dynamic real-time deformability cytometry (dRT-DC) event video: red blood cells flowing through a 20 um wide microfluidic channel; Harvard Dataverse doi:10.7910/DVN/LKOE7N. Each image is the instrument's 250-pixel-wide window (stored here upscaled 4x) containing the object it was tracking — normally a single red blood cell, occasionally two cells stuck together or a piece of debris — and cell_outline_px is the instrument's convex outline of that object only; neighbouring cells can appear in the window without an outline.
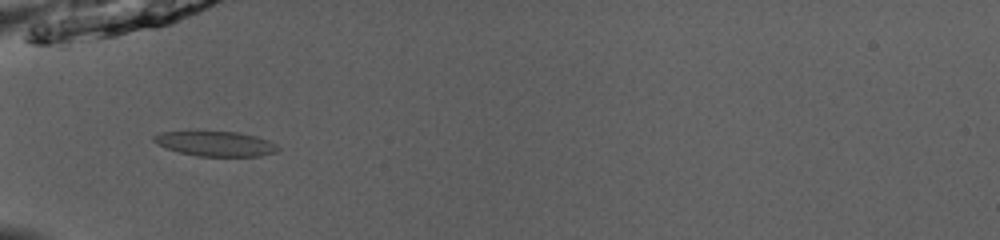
{"species": "common noctule bat (a hibernating species)", "species_latin": "Nyctalus noctula", "temperature_condition": "room temperature", "stored_images_in_passage": 25, "camera_frame_rate_fps": 3000, "um_per_image_px": 0.085, "animal": {"sex": "male", "body_mass_g": 13.0, "forearm_length_mm": 53.1}, "frame": {"image": 1, "passage_image": 2, "time_ms": 0.333, "image_size_px": [1000, 240], "cell_outline_px": [[280, 148], [276, 152], [260, 156], [200, 156], [180, 152], [168, 148], [152, 140], [152, 136], [160, 132], [240, 132], [256, 136], [268, 140], [276, 144]], "centroid_in_image_um": [18.38, 12.21], "position_along_channel_um": 66.6, "area_um2": 17.74}}
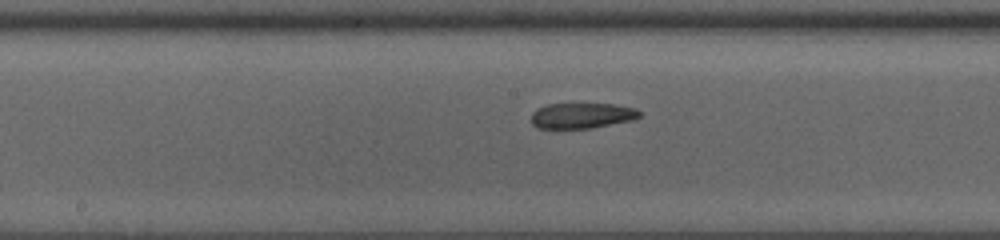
{"frame": {"image": 2, "passage_image": 12, "time_ms": 3.667, "image_size_px": [1000, 240], "cell_outline_px": [[640, 116], [632, 120], [592, 128], [536, 128], [532, 124], [532, 112], [536, 108], [548, 104], [612, 104], [636, 108], [640, 112]], "centroid_in_image_um": [49.44, 9.82], "position_along_channel_um": 198.8, "area_um2": 16.07}}
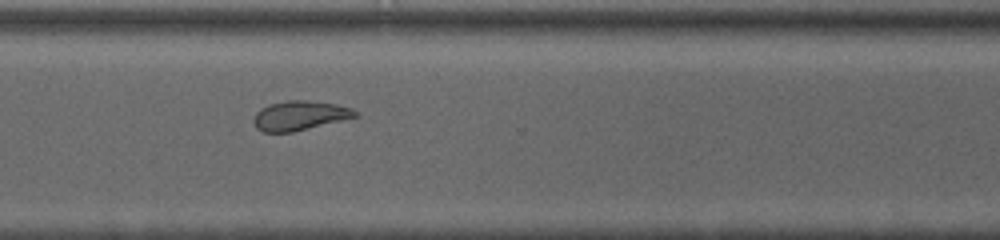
{"frame": {"image": 3, "passage_image": 23, "time_ms": 7.333, "image_size_px": [1000, 240], "cell_outline_px": [[360, 116], [292, 132], [264, 132], [256, 128], [252, 120], [256, 112], [260, 108], [268, 104], [288, 100], [308, 100], [336, 104], [352, 108]], "centroid_in_image_um": [25.46, 9.82], "position_along_channel_um": 345.1, "area_um2": 17.51}}